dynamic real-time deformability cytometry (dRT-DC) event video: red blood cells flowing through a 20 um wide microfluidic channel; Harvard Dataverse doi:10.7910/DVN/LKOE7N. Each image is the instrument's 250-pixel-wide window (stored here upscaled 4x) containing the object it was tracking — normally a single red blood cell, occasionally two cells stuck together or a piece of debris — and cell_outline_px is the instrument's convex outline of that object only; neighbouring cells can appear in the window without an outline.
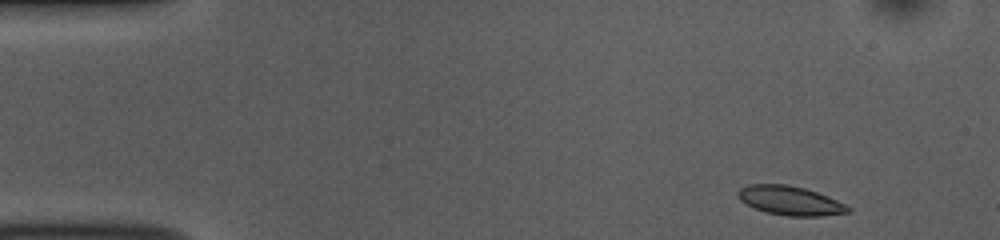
{"species": "common noctule bat (a hibernating species)", "species_latin": "Nyctalus noctula", "temperature_condition": "room temperature", "stored_images_in_passage": 49, "camera_frame_rate_fps": 3000, "um_per_image_px": 0.085, "animal": {"sex": "female", "body_mass_g": 10.0, "forearm_length_mm": 53.1}, "frame": {"image": 1, "passage_image": 1, "time_ms": 0.0, "image_size_px": [1000, 240], "cell_outline_px": [[852, 208], [848, 212], [824, 216], [788, 216], [768, 212], [752, 208], [740, 200], [736, 196], [736, 192], [740, 188], [748, 184], [788, 184], [804, 188], [828, 196]], "centroid_in_image_um": [67.12, 17.05], "position_along_channel_um": 17.9, "area_um2": 18.73}}
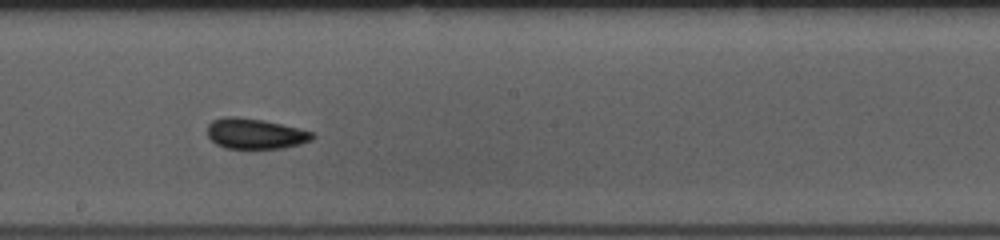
{"frame": {"image": 2, "passage_image": 25, "time_ms": 8.0, "image_size_px": [1000, 240], "cell_outline_px": [[316, 136], [312, 140], [300, 144], [284, 148], [224, 148], [216, 144], [208, 136], [208, 124], [212, 120], [224, 116], [236, 116], [264, 120], [300, 128], [312, 132]], "centroid_in_image_um": [21.7, 11.35], "position_along_channel_um": 226.5, "area_um2": 18.79}}
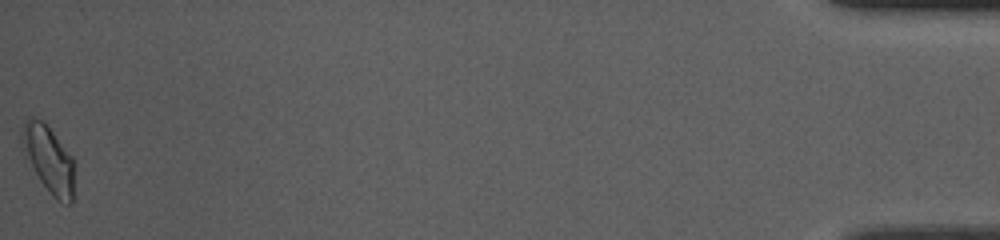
{"frame": {"image": 3, "passage_image": 49, "time_ms": 16.0, "image_size_px": [1000, 240], "cell_outline_px": [[76, 168], [72, 204], [60, 204], [52, 196], [40, 180], [20, 144], [20, 132], [24, 120], [28, 116], [32, 116], [44, 120], [72, 156]], "centroid_in_image_um": [4.16, 13.51], "position_along_channel_um": 431.0, "area_um2": 21.1}, "authors_computed_cell_mechanics": {"area_um2": 18.4382, "velocity_mm_per_s": 3.7562, "shape_relaxation_time_tau1_ms": 3.1569, "shape_relaxation_time_tau2_ms": 2.2415, "deformation_change_tau1": 0.1068, "deformation_change_tau2": 0.0784}}